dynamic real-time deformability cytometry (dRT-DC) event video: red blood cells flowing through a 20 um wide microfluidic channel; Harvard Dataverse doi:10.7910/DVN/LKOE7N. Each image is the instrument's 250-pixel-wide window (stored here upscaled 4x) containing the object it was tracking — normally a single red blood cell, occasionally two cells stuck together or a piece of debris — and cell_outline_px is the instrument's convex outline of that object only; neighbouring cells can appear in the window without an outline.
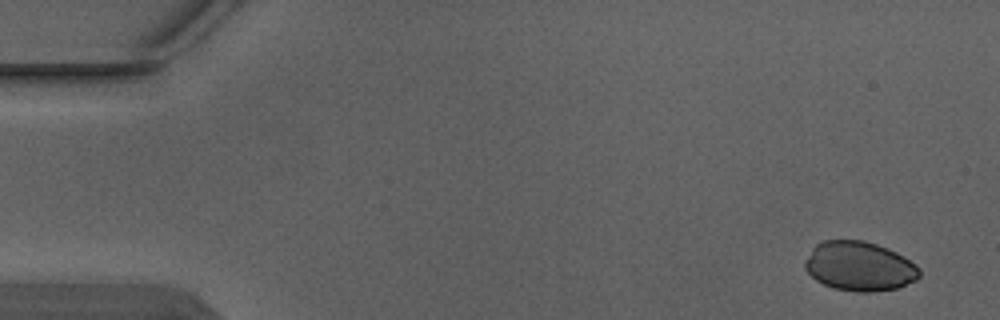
{"species": "Egyptian fruit bat (a non-hibernating species)", "species_latin": "Rousettus aegyptiacus", "temperature_condition": "warm", "stored_images_in_passage": 4, "camera_frame_rate_fps": 3000, "um_per_image_px": 0.085, "animal": {"sex": "male"}, "frame": {"image": 1, "passage_image": 1, "time_ms": 0.0, "image_size_px": [1000, 320], "cell_outline_px": [[920, 276], [916, 280], [896, 288], [872, 292], [860, 292], [836, 288], [824, 284], [816, 280], [804, 268], [804, 260], [812, 248], [816, 244], [824, 240], [864, 240], [888, 248], [904, 256], [916, 264], [920, 268]], "centroid_in_image_um": [73.05, 22.62], "position_along_channel_um": 11.9, "area_um2": 33.0}}